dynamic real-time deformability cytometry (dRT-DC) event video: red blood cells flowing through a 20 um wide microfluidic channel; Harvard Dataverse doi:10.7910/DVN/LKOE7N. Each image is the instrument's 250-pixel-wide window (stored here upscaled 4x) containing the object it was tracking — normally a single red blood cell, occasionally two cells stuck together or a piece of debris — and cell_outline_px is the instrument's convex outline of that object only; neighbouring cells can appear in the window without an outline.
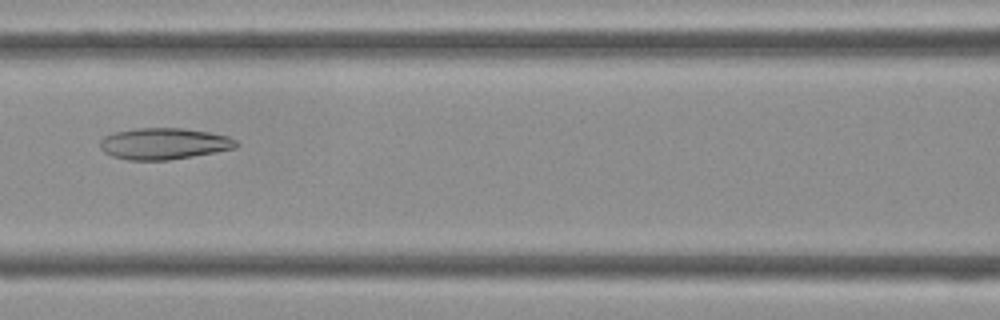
{"species": "Egyptian fruit bat (a non-hibernating species)", "species_latin": "Rousettus aegyptiacus", "temperature_condition": "cold", "stored_images_in_passage": 43, "camera_frame_rate_fps": 3000, "um_per_image_px": 0.085, "frame": {"image": 1, "passage_image": 19, "time_ms": 6.0, "image_size_px": [1000, 320], "cell_outline_px": [[240, 144], [236, 148], [192, 156], [168, 160], [128, 160], [112, 156], [104, 152], [100, 148], [100, 140], [104, 136], [112, 132], [136, 128], [184, 128], [208, 132], [228, 136], [236, 140]], "centroid_in_image_um": [13.91, 12.2], "position_along_channel_um": 152.7, "area_um2": 25.03}}
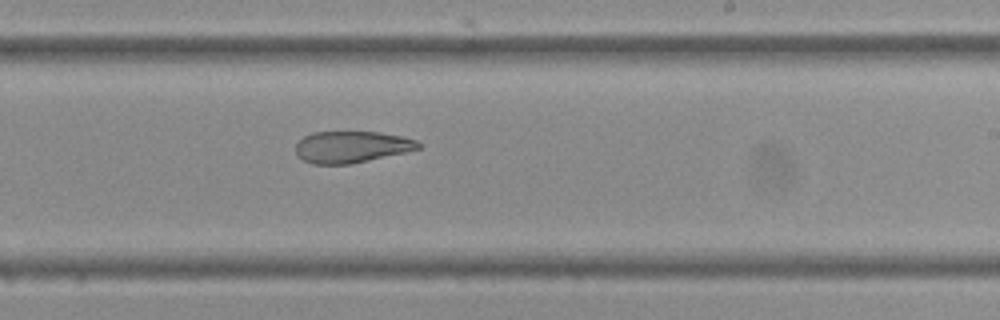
{"frame": {"image": 2, "passage_image": 26, "time_ms": 8.333, "image_size_px": [1000, 320], "cell_outline_px": [[420, 148], [404, 152], [352, 164], [312, 164], [296, 156], [296, 144], [304, 136], [312, 132], [380, 132], [400, 136], [416, 140], [420, 144]], "centroid_in_image_um": [29.84, 12.49], "position_along_channel_um": 259.2, "area_um2": 22.48}}
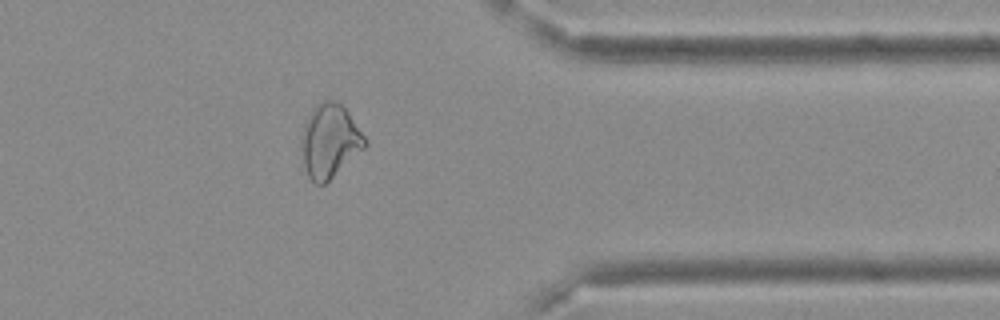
{"frame": {"image": 3, "passage_image": 35, "time_ms": 11.333, "image_size_px": [1000, 320], "cell_outline_px": [[368, 144], [364, 148], [324, 184], [316, 184], [308, 176], [304, 164], [300, 148], [300, 136], [304, 124], [312, 108], [316, 104], [324, 100], [336, 100], [348, 112], [368, 140]], "centroid_in_image_um": [28.0, 11.95], "position_along_channel_um": 383.4, "area_um2": 27.17}}